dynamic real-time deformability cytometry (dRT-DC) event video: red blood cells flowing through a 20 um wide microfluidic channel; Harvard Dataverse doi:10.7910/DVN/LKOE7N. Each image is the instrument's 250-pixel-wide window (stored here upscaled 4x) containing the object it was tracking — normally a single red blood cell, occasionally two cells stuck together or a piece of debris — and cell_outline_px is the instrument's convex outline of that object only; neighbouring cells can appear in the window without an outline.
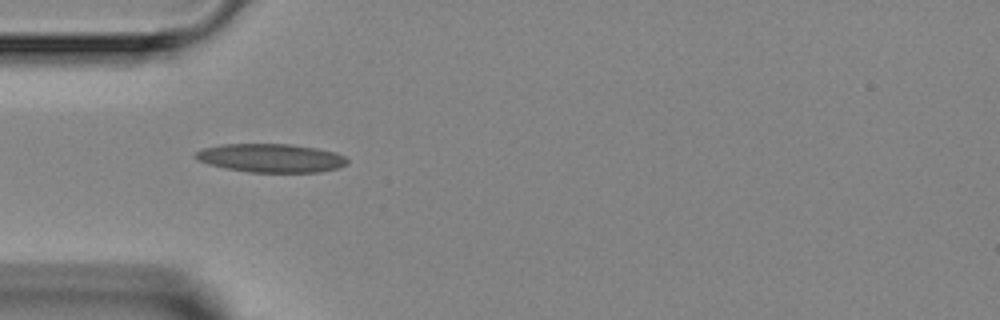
{"species": "Egyptian fruit bat (a non-hibernating species)", "species_latin": "Rousettus aegyptiacus", "temperature_condition": "room temperature", "stored_images_in_passage": 4, "camera_frame_rate_fps": 3000, "um_per_image_px": 0.085, "animal": {"sex": "female"}, "frame": {"image": 1, "passage_image": 3, "time_ms": 2.667, "image_size_px": [1000, 320], "cell_outline_px": [[348, 164], [336, 168], [320, 172], [248, 172], [224, 168], [208, 164], [196, 160], [192, 156], [196, 152], [204, 148], [224, 144], [292, 144], [316, 148], [336, 152], [344, 156], [348, 160]], "centroid_in_image_um": [23.01, 13.43], "position_along_channel_um": 62.0, "area_um2": 25.37}}
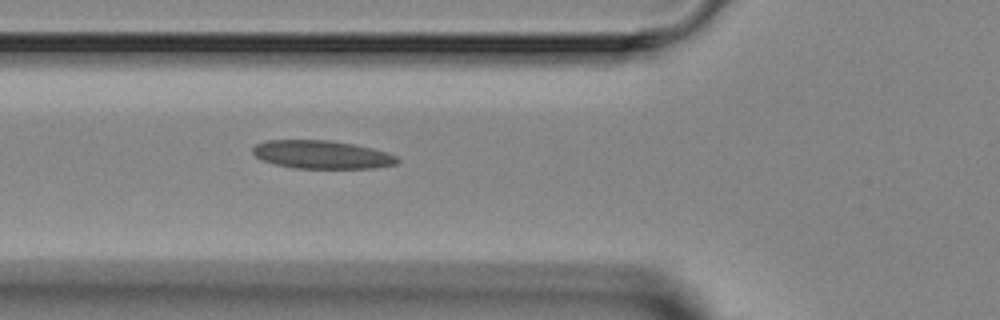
{"frame": {"image": 2, "passage_image": 4, "time_ms": 3.667, "image_size_px": [1000, 320], "cell_outline_px": [[400, 160], [396, 164], [376, 168], [296, 168], [276, 164], [264, 160], [256, 156], [252, 152], [252, 148], [256, 144], [268, 140], [332, 140], [372, 148], [388, 152], [396, 156]], "centroid_in_image_um": [27.39, 13.14], "position_along_channel_um": 98.4, "area_um2": 23.7}}